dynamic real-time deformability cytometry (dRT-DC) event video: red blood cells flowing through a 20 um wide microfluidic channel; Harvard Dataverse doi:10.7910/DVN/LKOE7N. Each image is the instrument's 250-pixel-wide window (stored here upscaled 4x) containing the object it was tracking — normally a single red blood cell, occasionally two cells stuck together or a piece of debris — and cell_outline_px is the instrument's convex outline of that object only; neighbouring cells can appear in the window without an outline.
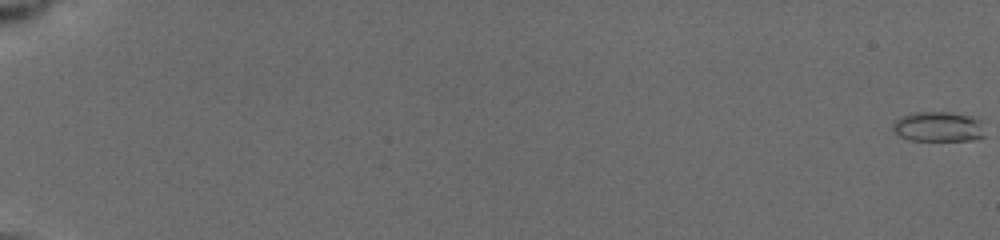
{"species": "common noctule bat (a hibernating species)", "species_latin": "Nyctalus noctula", "temperature_condition": "cold", "stored_images_in_passage": 12, "camera_frame_rate_fps": 3000, "um_per_image_px": 0.085, "animal": {"sex": "female", "body_mass_g": 19.5, "forearm_length_mm": 54.1}, "frame": {"image": 1, "passage_image": 1, "time_ms": 0.0, "image_size_px": [1000, 240], "cell_outline_px": [[984, 136], [972, 140], [912, 140], [900, 136], [892, 128], [892, 124], [900, 116], [912, 112], [948, 112], [968, 116], [980, 120]], "centroid_in_image_um": [79.72, 10.76], "position_along_channel_um": 5.3, "area_um2": 15.9}}
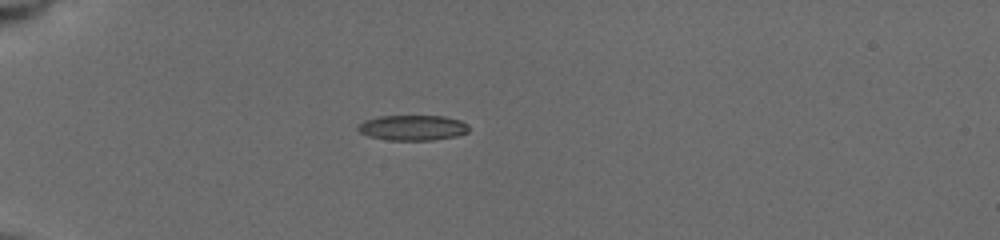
{"frame": {"image": 2, "passage_image": 9, "time_ms": 6.0, "image_size_px": [1000, 240], "cell_outline_px": [[468, 132], [456, 136], [432, 140], [388, 140], [368, 136], [360, 132], [356, 128], [364, 120], [380, 116], [444, 116], [460, 120], [468, 124]], "centroid_in_image_um": [35.07, 10.85], "position_along_channel_um": 49.9, "area_um2": 16.36}}
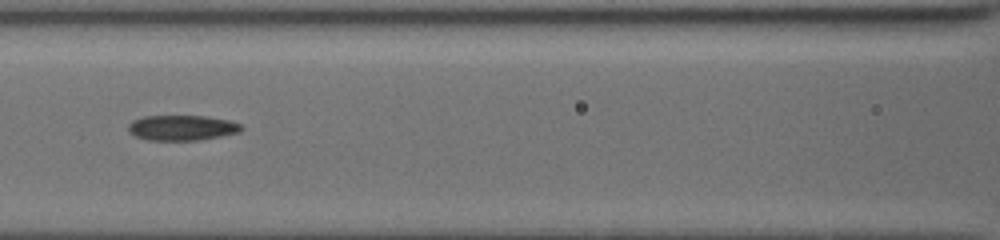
{"frame": {"image": 3, "passage_image": 12, "time_ms": 9.333, "image_size_px": [1000, 240], "cell_outline_px": [[244, 128], [240, 132], [220, 136], [196, 140], [148, 140], [136, 136], [128, 132], [128, 124], [132, 120], [144, 116], [204, 116], [228, 120], [240, 124]], "centroid_in_image_um": [15.44, 10.86], "position_along_channel_um": 151.2, "area_um2": 16.59}}